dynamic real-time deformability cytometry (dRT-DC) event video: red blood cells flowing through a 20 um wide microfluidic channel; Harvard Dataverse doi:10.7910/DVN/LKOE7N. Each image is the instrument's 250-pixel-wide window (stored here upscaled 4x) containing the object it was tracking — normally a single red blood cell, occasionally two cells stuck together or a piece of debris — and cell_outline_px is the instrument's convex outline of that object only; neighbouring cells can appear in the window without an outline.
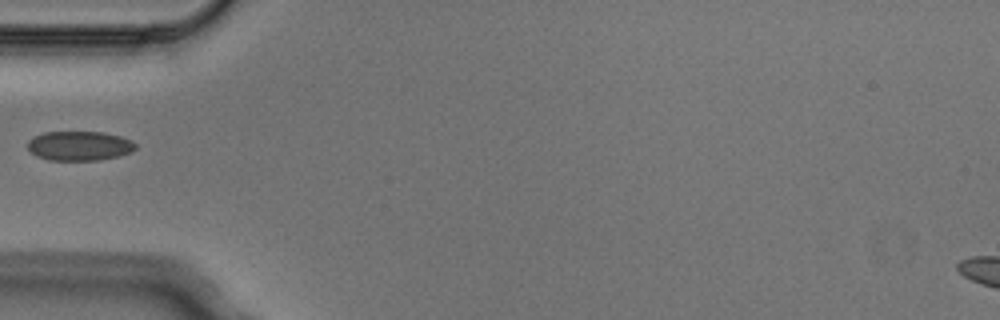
{"species": "Egyptian fruit bat (a non-hibernating species)", "species_latin": "Rousettus aegyptiacus", "temperature_condition": "cold", "stored_images_in_passage": 5, "camera_frame_rate_fps": 3000, "um_per_image_px": 0.085, "animal": {"sex": "male"}, "frame": {"image": 1, "passage_image": 5, "time_ms": 1.333, "image_size_px": [1000, 320], "cell_outline_px": [[136, 148], [132, 152], [120, 156], [100, 160], [48, 160], [36, 156], [28, 148], [28, 140], [32, 136], [44, 132], [104, 132], [120, 136], [132, 140], [136, 144]], "centroid_in_image_um": [6.76, 12.39], "position_along_channel_um": 78.2, "area_um2": 18.73}}